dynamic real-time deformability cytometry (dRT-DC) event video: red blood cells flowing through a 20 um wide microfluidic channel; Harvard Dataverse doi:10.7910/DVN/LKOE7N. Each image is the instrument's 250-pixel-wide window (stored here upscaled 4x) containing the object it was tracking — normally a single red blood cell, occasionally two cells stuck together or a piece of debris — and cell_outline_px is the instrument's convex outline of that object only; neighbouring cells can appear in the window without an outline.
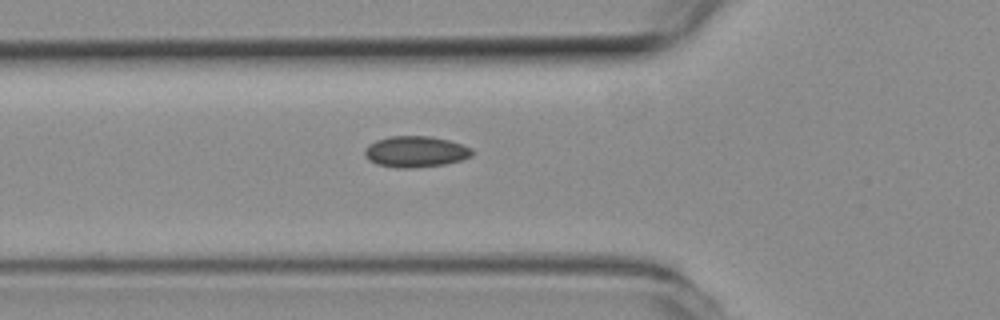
{"species": "common noctule bat (a hibernating species)", "species_latin": "Nyctalus noctula", "temperature_condition": "room temperature", "stored_images_in_passage": 39, "camera_frame_rate_fps": 3000, "um_per_image_px": 0.085, "animal": {"sex": "female", "body_mass_g": 19.3, "forearm_length_mm": 54.1}, "frame": {"image": 1, "passage_image": 7, "time_ms": 2.0, "image_size_px": [1000, 320], "cell_outline_px": [[476, 152], [472, 156], [460, 160], [444, 164], [412, 168], [396, 168], [376, 164], [368, 160], [364, 156], [364, 148], [368, 144], [376, 140], [388, 136], [432, 136], [448, 140], [472, 148]], "centroid_in_image_um": [35.3, 12.89], "position_along_channel_um": 90.5, "area_um2": 19.71}}
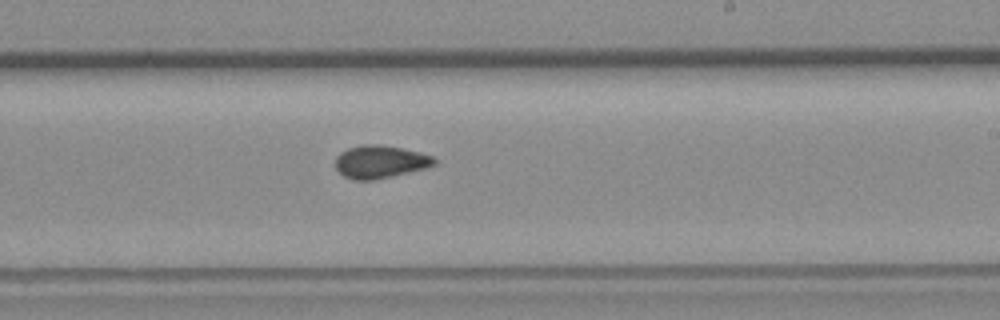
{"frame": {"image": 2, "passage_image": 20, "time_ms": 6.333, "image_size_px": [1000, 320], "cell_outline_px": [[436, 164], [424, 168], [392, 176], [372, 180], [352, 180], [344, 176], [336, 168], [336, 156], [340, 152], [348, 148], [364, 144], [380, 144], [420, 152], [432, 156], [436, 160]], "centroid_in_image_um": [32.29, 13.75], "position_along_channel_um": 256.7, "area_um2": 18.79}}
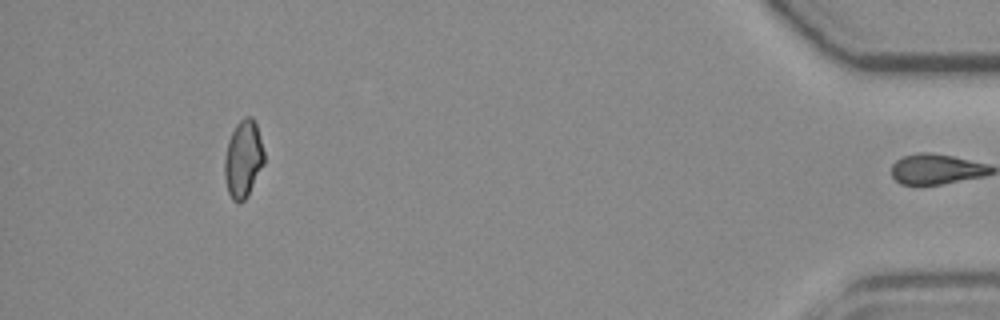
{"frame": {"image": 3, "passage_image": 38, "time_ms": 12.333, "image_size_px": [1000, 320], "cell_outline_px": [[264, 164], [248, 196], [240, 204], [236, 204], [232, 200], [228, 192], [224, 176], [224, 160], [228, 140], [236, 124], [244, 116], [252, 116], [256, 124], [264, 152]], "centroid_in_image_um": [20.67, 13.55], "position_along_channel_um": 414.5, "area_um2": 18.03}, "authors_computed_cell_mechanics": {"area_um2": 18.3804, "velocity_mm_per_s": 3.8297, "shape_relaxation_time_tau1_ms": null, "shape_relaxation_time_tau2_ms": 3.9272, "deformation_change_tau1": null, "deformation_change_tau2": 0.0793}}